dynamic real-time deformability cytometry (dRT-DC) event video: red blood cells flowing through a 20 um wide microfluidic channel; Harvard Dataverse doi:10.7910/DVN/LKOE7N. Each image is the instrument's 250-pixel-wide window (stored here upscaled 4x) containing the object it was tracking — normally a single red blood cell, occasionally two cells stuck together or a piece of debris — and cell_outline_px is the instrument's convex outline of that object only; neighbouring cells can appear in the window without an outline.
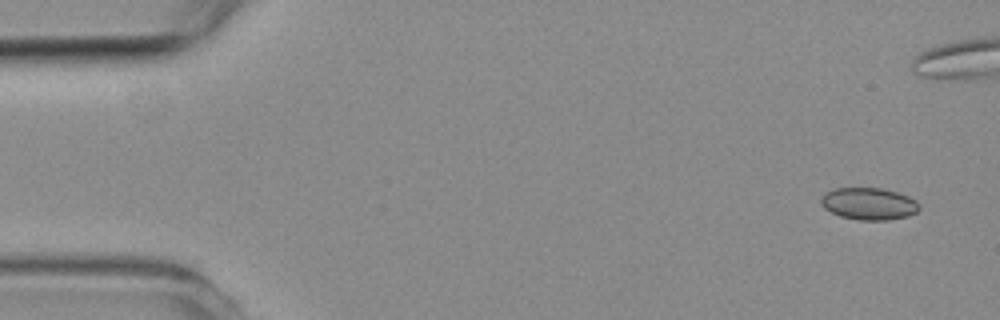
{"species": "common noctule bat (a hibernating species)", "species_latin": "Nyctalus noctula", "temperature_condition": "room temperature", "stored_images_in_passage": 5, "segment_of_instrument_passage": [2, 2], "camera_frame_rate_fps": 3000, "um_per_image_px": 0.085, "animal": {"sex": "female", "body_mass_g": 19.3, "forearm_length_mm": 54.1}, "frame": {"image": 1, "passage_image": 5, "time_ms": 5.667, "image_size_px": [1000, 320], "cell_outline_px": [[920, 208], [916, 212], [908, 216], [888, 220], [860, 220], [840, 216], [824, 208], [820, 204], [820, 196], [824, 192], [836, 188], [880, 188], [896, 192], [908, 196], [916, 200], [920, 204]], "centroid_in_image_um": [73.83, 17.31], "position_along_channel_um": 11.2, "area_um2": 18.5}}